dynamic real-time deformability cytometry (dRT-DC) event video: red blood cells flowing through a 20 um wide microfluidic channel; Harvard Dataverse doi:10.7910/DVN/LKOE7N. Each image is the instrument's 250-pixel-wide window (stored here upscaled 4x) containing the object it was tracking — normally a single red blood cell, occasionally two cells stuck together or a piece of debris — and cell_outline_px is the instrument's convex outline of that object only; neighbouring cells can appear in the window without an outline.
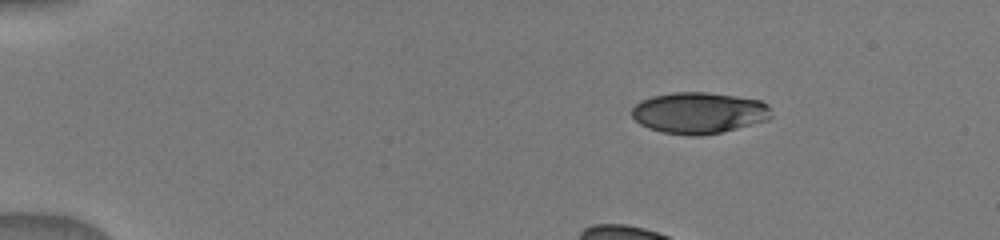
{"species": "human", "species_latin": "Homo sapiens", "temperature_condition": "warm", "stored_images_in_passage": 8, "camera_frame_rate_fps": 3000, "um_per_image_px": 0.085, "donor": {"sex": "male"}, "frame": {"image": 1, "passage_image": 1, "time_ms": 0.0, "image_size_px": [1000, 240], "cell_outline_px": [[772, 116], [768, 120], [720, 132], [700, 136], [688, 136], [664, 132], [648, 128], [640, 124], [632, 116], [632, 108], [640, 100], [652, 96], [672, 92], [708, 92], [736, 96], [760, 100], [768, 104]], "centroid_in_image_um": [59.4, 9.59], "position_along_channel_um": 25.6, "area_um2": 33.64}}